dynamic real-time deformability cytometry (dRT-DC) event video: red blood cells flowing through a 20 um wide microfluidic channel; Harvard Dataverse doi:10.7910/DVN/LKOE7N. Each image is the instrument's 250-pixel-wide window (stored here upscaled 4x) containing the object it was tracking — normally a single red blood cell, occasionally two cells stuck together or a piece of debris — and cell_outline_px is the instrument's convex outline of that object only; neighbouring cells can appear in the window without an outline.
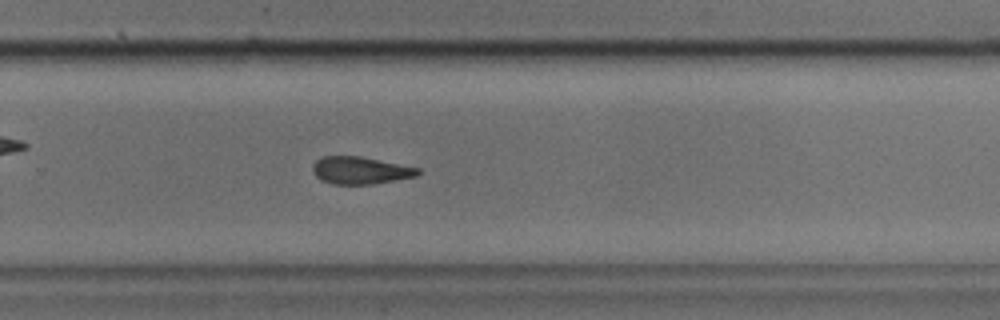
{"species": "common noctule bat (a hibernating species)", "species_latin": "Nyctalus noctula", "temperature_condition": "cold", "stored_images_in_passage": 36, "camera_frame_rate_fps": 3000, "um_per_image_px": 0.085, "animal": {"sex": "male", "body_mass_g": 17.9, "forearm_length_mm": 54.2}, "frame": {"image": 1, "passage_image": 21, "time_ms": 6.667, "image_size_px": [1000, 320], "cell_outline_px": [[420, 172], [416, 176], [372, 184], [332, 184], [320, 180], [312, 172], [312, 164], [316, 160], [324, 156], [360, 156], [420, 168]], "centroid_in_image_um": [30.59, 14.48], "position_along_channel_um": 299.2, "area_um2": 16.76}}